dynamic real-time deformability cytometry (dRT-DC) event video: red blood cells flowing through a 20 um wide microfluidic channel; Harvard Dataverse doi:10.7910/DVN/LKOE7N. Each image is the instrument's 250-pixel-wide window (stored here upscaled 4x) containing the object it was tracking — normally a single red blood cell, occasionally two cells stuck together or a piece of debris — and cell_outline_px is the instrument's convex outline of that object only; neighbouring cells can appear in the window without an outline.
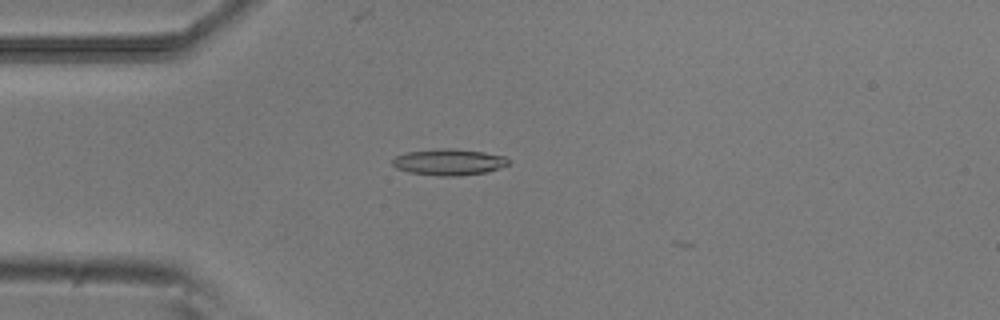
{"species": "common noctule bat (a hibernating species)", "species_latin": "Nyctalus noctula", "temperature_condition": "room temperature", "stored_images_in_passage": 3, "camera_frame_rate_fps": 3000, "um_per_image_px": 0.085, "animal": {"sex": "male", "body_mass_g": 20.5, "forearm_length_mm": 52.5}, "frame": {"image": 1, "passage_image": 1, "time_ms": 0.0, "image_size_px": [1000, 320], "cell_outline_px": [[508, 164], [484, 172], [460, 176], [440, 176], [408, 172], [396, 168], [392, 164], [392, 160], [396, 156], [408, 152], [440, 148], [452, 148], [484, 152], [504, 156], [508, 160]], "centroid_in_image_um": [38.11, 13.77], "position_along_channel_um": 46.9, "area_um2": 17.57}}